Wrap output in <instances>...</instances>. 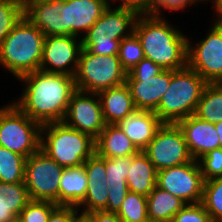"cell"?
I'll use <instances>...</instances> for the list:
<instances>
[{
    "mask_svg": "<svg viewBox=\"0 0 222 222\" xmlns=\"http://www.w3.org/2000/svg\"><path fill=\"white\" fill-rule=\"evenodd\" d=\"M21 96L13 103L41 125L62 122L72 94L77 90L73 76L41 70L23 75Z\"/></svg>",
    "mask_w": 222,
    "mask_h": 222,
    "instance_id": "obj_1",
    "label": "cell"
},
{
    "mask_svg": "<svg viewBox=\"0 0 222 222\" xmlns=\"http://www.w3.org/2000/svg\"><path fill=\"white\" fill-rule=\"evenodd\" d=\"M165 17L139 14L134 33L139 38L144 56L164 70L187 66L188 37Z\"/></svg>",
    "mask_w": 222,
    "mask_h": 222,
    "instance_id": "obj_2",
    "label": "cell"
},
{
    "mask_svg": "<svg viewBox=\"0 0 222 222\" xmlns=\"http://www.w3.org/2000/svg\"><path fill=\"white\" fill-rule=\"evenodd\" d=\"M45 34L25 15L0 45V66L19 79L40 69Z\"/></svg>",
    "mask_w": 222,
    "mask_h": 222,
    "instance_id": "obj_3",
    "label": "cell"
},
{
    "mask_svg": "<svg viewBox=\"0 0 222 222\" xmlns=\"http://www.w3.org/2000/svg\"><path fill=\"white\" fill-rule=\"evenodd\" d=\"M40 149L61 167H78L95 152V139L67 126L62 122H51L41 127Z\"/></svg>",
    "mask_w": 222,
    "mask_h": 222,
    "instance_id": "obj_4",
    "label": "cell"
},
{
    "mask_svg": "<svg viewBox=\"0 0 222 222\" xmlns=\"http://www.w3.org/2000/svg\"><path fill=\"white\" fill-rule=\"evenodd\" d=\"M208 83L188 65L171 70L168 90L154 113L163 123H177L194 115L202 92Z\"/></svg>",
    "mask_w": 222,
    "mask_h": 222,
    "instance_id": "obj_5",
    "label": "cell"
},
{
    "mask_svg": "<svg viewBox=\"0 0 222 222\" xmlns=\"http://www.w3.org/2000/svg\"><path fill=\"white\" fill-rule=\"evenodd\" d=\"M139 13L111 4L81 38L83 49L95 55H117L119 43L134 32Z\"/></svg>",
    "mask_w": 222,
    "mask_h": 222,
    "instance_id": "obj_6",
    "label": "cell"
},
{
    "mask_svg": "<svg viewBox=\"0 0 222 222\" xmlns=\"http://www.w3.org/2000/svg\"><path fill=\"white\" fill-rule=\"evenodd\" d=\"M126 77L118 55H95L82 48L74 75L77 90L98 93L126 83Z\"/></svg>",
    "mask_w": 222,
    "mask_h": 222,
    "instance_id": "obj_7",
    "label": "cell"
},
{
    "mask_svg": "<svg viewBox=\"0 0 222 222\" xmlns=\"http://www.w3.org/2000/svg\"><path fill=\"white\" fill-rule=\"evenodd\" d=\"M41 127L12 101L0 109V146L27 159L40 149Z\"/></svg>",
    "mask_w": 222,
    "mask_h": 222,
    "instance_id": "obj_8",
    "label": "cell"
},
{
    "mask_svg": "<svg viewBox=\"0 0 222 222\" xmlns=\"http://www.w3.org/2000/svg\"><path fill=\"white\" fill-rule=\"evenodd\" d=\"M63 169L41 149L29 156L25 163L24 184L30 199L49 201L59 206V185Z\"/></svg>",
    "mask_w": 222,
    "mask_h": 222,
    "instance_id": "obj_9",
    "label": "cell"
},
{
    "mask_svg": "<svg viewBox=\"0 0 222 222\" xmlns=\"http://www.w3.org/2000/svg\"><path fill=\"white\" fill-rule=\"evenodd\" d=\"M211 25L196 45L188 38L187 65L207 83H222V22Z\"/></svg>",
    "mask_w": 222,
    "mask_h": 222,
    "instance_id": "obj_10",
    "label": "cell"
},
{
    "mask_svg": "<svg viewBox=\"0 0 222 222\" xmlns=\"http://www.w3.org/2000/svg\"><path fill=\"white\" fill-rule=\"evenodd\" d=\"M143 152L157 171L181 166L193 160L177 123H163Z\"/></svg>",
    "mask_w": 222,
    "mask_h": 222,
    "instance_id": "obj_11",
    "label": "cell"
},
{
    "mask_svg": "<svg viewBox=\"0 0 222 222\" xmlns=\"http://www.w3.org/2000/svg\"><path fill=\"white\" fill-rule=\"evenodd\" d=\"M157 186L186 204H194L202 201L204 179L198 162L193 159L184 165L157 171Z\"/></svg>",
    "mask_w": 222,
    "mask_h": 222,
    "instance_id": "obj_12",
    "label": "cell"
},
{
    "mask_svg": "<svg viewBox=\"0 0 222 222\" xmlns=\"http://www.w3.org/2000/svg\"><path fill=\"white\" fill-rule=\"evenodd\" d=\"M78 38L70 35L45 36L39 70L74 77L83 48Z\"/></svg>",
    "mask_w": 222,
    "mask_h": 222,
    "instance_id": "obj_13",
    "label": "cell"
},
{
    "mask_svg": "<svg viewBox=\"0 0 222 222\" xmlns=\"http://www.w3.org/2000/svg\"><path fill=\"white\" fill-rule=\"evenodd\" d=\"M63 122L96 139L106 125L98 94L76 90L71 96Z\"/></svg>",
    "mask_w": 222,
    "mask_h": 222,
    "instance_id": "obj_14",
    "label": "cell"
},
{
    "mask_svg": "<svg viewBox=\"0 0 222 222\" xmlns=\"http://www.w3.org/2000/svg\"><path fill=\"white\" fill-rule=\"evenodd\" d=\"M88 179L84 201L77 207L82 216L88 212H107L108 181L106 180V158L96 152L83 164Z\"/></svg>",
    "mask_w": 222,
    "mask_h": 222,
    "instance_id": "obj_15",
    "label": "cell"
},
{
    "mask_svg": "<svg viewBox=\"0 0 222 222\" xmlns=\"http://www.w3.org/2000/svg\"><path fill=\"white\" fill-rule=\"evenodd\" d=\"M24 15L45 36L65 35V0H24Z\"/></svg>",
    "mask_w": 222,
    "mask_h": 222,
    "instance_id": "obj_16",
    "label": "cell"
},
{
    "mask_svg": "<svg viewBox=\"0 0 222 222\" xmlns=\"http://www.w3.org/2000/svg\"><path fill=\"white\" fill-rule=\"evenodd\" d=\"M111 1L65 0V35L82 38L102 16Z\"/></svg>",
    "mask_w": 222,
    "mask_h": 222,
    "instance_id": "obj_17",
    "label": "cell"
},
{
    "mask_svg": "<svg viewBox=\"0 0 222 222\" xmlns=\"http://www.w3.org/2000/svg\"><path fill=\"white\" fill-rule=\"evenodd\" d=\"M177 125L184 134L188 150L194 160L197 161L211 150L220 148L219 136L214 123L190 115L178 121Z\"/></svg>",
    "mask_w": 222,
    "mask_h": 222,
    "instance_id": "obj_18",
    "label": "cell"
},
{
    "mask_svg": "<svg viewBox=\"0 0 222 222\" xmlns=\"http://www.w3.org/2000/svg\"><path fill=\"white\" fill-rule=\"evenodd\" d=\"M170 80L171 70H164L152 78H126L136 109L155 111L169 88Z\"/></svg>",
    "mask_w": 222,
    "mask_h": 222,
    "instance_id": "obj_19",
    "label": "cell"
},
{
    "mask_svg": "<svg viewBox=\"0 0 222 222\" xmlns=\"http://www.w3.org/2000/svg\"><path fill=\"white\" fill-rule=\"evenodd\" d=\"M163 124L154 111L137 109L117 123L139 151H143Z\"/></svg>",
    "mask_w": 222,
    "mask_h": 222,
    "instance_id": "obj_20",
    "label": "cell"
},
{
    "mask_svg": "<svg viewBox=\"0 0 222 222\" xmlns=\"http://www.w3.org/2000/svg\"><path fill=\"white\" fill-rule=\"evenodd\" d=\"M97 94L101 101L103 119L106 124H117L137 110L126 83L102 90Z\"/></svg>",
    "mask_w": 222,
    "mask_h": 222,
    "instance_id": "obj_21",
    "label": "cell"
},
{
    "mask_svg": "<svg viewBox=\"0 0 222 222\" xmlns=\"http://www.w3.org/2000/svg\"><path fill=\"white\" fill-rule=\"evenodd\" d=\"M95 148L96 153L105 158L133 156L139 152L117 124L105 125L95 139Z\"/></svg>",
    "mask_w": 222,
    "mask_h": 222,
    "instance_id": "obj_22",
    "label": "cell"
},
{
    "mask_svg": "<svg viewBox=\"0 0 222 222\" xmlns=\"http://www.w3.org/2000/svg\"><path fill=\"white\" fill-rule=\"evenodd\" d=\"M126 181L129 191L146 197L157 185V170L143 151L132 156Z\"/></svg>",
    "mask_w": 222,
    "mask_h": 222,
    "instance_id": "obj_23",
    "label": "cell"
},
{
    "mask_svg": "<svg viewBox=\"0 0 222 222\" xmlns=\"http://www.w3.org/2000/svg\"><path fill=\"white\" fill-rule=\"evenodd\" d=\"M87 184L83 165L64 168L59 185V206L78 207L85 199Z\"/></svg>",
    "mask_w": 222,
    "mask_h": 222,
    "instance_id": "obj_24",
    "label": "cell"
},
{
    "mask_svg": "<svg viewBox=\"0 0 222 222\" xmlns=\"http://www.w3.org/2000/svg\"><path fill=\"white\" fill-rule=\"evenodd\" d=\"M31 201L24 182H0V222H18V217Z\"/></svg>",
    "mask_w": 222,
    "mask_h": 222,
    "instance_id": "obj_25",
    "label": "cell"
},
{
    "mask_svg": "<svg viewBox=\"0 0 222 222\" xmlns=\"http://www.w3.org/2000/svg\"><path fill=\"white\" fill-rule=\"evenodd\" d=\"M186 203L157 185L147 196L149 222H170Z\"/></svg>",
    "mask_w": 222,
    "mask_h": 222,
    "instance_id": "obj_26",
    "label": "cell"
},
{
    "mask_svg": "<svg viewBox=\"0 0 222 222\" xmlns=\"http://www.w3.org/2000/svg\"><path fill=\"white\" fill-rule=\"evenodd\" d=\"M194 115L214 124L222 121V83L205 86Z\"/></svg>",
    "mask_w": 222,
    "mask_h": 222,
    "instance_id": "obj_27",
    "label": "cell"
},
{
    "mask_svg": "<svg viewBox=\"0 0 222 222\" xmlns=\"http://www.w3.org/2000/svg\"><path fill=\"white\" fill-rule=\"evenodd\" d=\"M26 158L0 146V182H24Z\"/></svg>",
    "mask_w": 222,
    "mask_h": 222,
    "instance_id": "obj_28",
    "label": "cell"
},
{
    "mask_svg": "<svg viewBox=\"0 0 222 222\" xmlns=\"http://www.w3.org/2000/svg\"><path fill=\"white\" fill-rule=\"evenodd\" d=\"M116 214L122 222H149L147 197L129 191Z\"/></svg>",
    "mask_w": 222,
    "mask_h": 222,
    "instance_id": "obj_29",
    "label": "cell"
},
{
    "mask_svg": "<svg viewBox=\"0 0 222 222\" xmlns=\"http://www.w3.org/2000/svg\"><path fill=\"white\" fill-rule=\"evenodd\" d=\"M201 203L212 222H222V177L204 181Z\"/></svg>",
    "mask_w": 222,
    "mask_h": 222,
    "instance_id": "obj_30",
    "label": "cell"
},
{
    "mask_svg": "<svg viewBox=\"0 0 222 222\" xmlns=\"http://www.w3.org/2000/svg\"><path fill=\"white\" fill-rule=\"evenodd\" d=\"M24 16V0H0V45Z\"/></svg>",
    "mask_w": 222,
    "mask_h": 222,
    "instance_id": "obj_31",
    "label": "cell"
},
{
    "mask_svg": "<svg viewBox=\"0 0 222 222\" xmlns=\"http://www.w3.org/2000/svg\"><path fill=\"white\" fill-rule=\"evenodd\" d=\"M117 55L127 73L145 57L141 42L134 32L120 41Z\"/></svg>",
    "mask_w": 222,
    "mask_h": 222,
    "instance_id": "obj_32",
    "label": "cell"
},
{
    "mask_svg": "<svg viewBox=\"0 0 222 222\" xmlns=\"http://www.w3.org/2000/svg\"><path fill=\"white\" fill-rule=\"evenodd\" d=\"M132 163V156L106 158L107 186L112 188H128L127 174Z\"/></svg>",
    "mask_w": 222,
    "mask_h": 222,
    "instance_id": "obj_33",
    "label": "cell"
},
{
    "mask_svg": "<svg viewBox=\"0 0 222 222\" xmlns=\"http://www.w3.org/2000/svg\"><path fill=\"white\" fill-rule=\"evenodd\" d=\"M57 207L53 202L31 200L21 211L18 222H47Z\"/></svg>",
    "mask_w": 222,
    "mask_h": 222,
    "instance_id": "obj_34",
    "label": "cell"
},
{
    "mask_svg": "<svg viewBox=\"0 0 222 222\" xmlns=\"http://www.w3.org/2000/svg\"><path fill=\"white\" fill-rule=\"evenodd\" d=\"M197 162L204 181L222 177V148L211 150Z\"/></svg>",
    "mask_w": 222,
    "mask_h": 222,
    "instance_id": "obj_35",
    "label": "cell"
},
{
    "mask_svg": "<svg viewBox=\"0 0 222 222\" xmlns=\"http://www.w3.org/2000/svg\"><path fill=\"white\" fill-rule=\"evenodd\" d=\"M170 222H212V220L210 214L200 202L186 204L173 216Z\"/></svg>",
    "mask_w": 222,
    "mask_h": 222,
    "instance_id": "obj_36",
    "label": "cell"
},
{
    "mask_svg": "<svg viewBox=\"0 0 222 222\" xmlns=\"http://www.w3.org/2000/svg\"><path fill=\"white\" fill-rule=\"evenodd\" d=\"M192 0H149L146 9L141 14H152L157 16H163L162 10L166 11H185L188 5L192 6Z\"/></svg>",
    "mask_w": 222,
    "mask_h": 222,
    "instance_id": "obj_37",
    "label": "cell"
},
{
    "mask_svg": "<svg viewBox=\"0 0 222 222\" xmlns=\"http://www.w3.org/2000/svg\"><path fill=\"white\" fill-rule=\"evenodd\" d=\"M164 69L155 64L148 58H143L134 68L128 73L126 78H142V77H154L162 73Z\"/></svg>",
    "mask_w": 222,
    "mask_h": 222,
    "instance_id": "obj_38",
    "label": "cell"
},
{
    "mask_svg": "<svg viewBox=\"0 0 222 222\" xmlns=\"http://www.w3.org/2000/svg\"><path fill=\"white\" fill-rule=\"evenodd\" d=\"M82 213L74 206H58L51 214L47 222H79Z\"/></svg>",
    "mask_w": 222,
    "mask_h": 222,
    "instance_id": "obj_39",
    "label": "cell"
},
{
    "mask_svg": "<svg viewBox=\"0 0 222 222\" xmlns=\"http://www.w3.org/2000/svg\"><path fill=\"white\" fill-rule=\"evenodd\" d=\"M128 192V188L108 187L107 212L116 213L121 207Z\"/></svg>",
    "mask_w": 222,
    "mask_h": 222,
    "instance_id": "obj_40",
    "label": "cell"
},
{
    "mask_svg": "<svg viewBox=\"0 0 222 222\" xmlns=\"http://www.w3.org/2000/svg\"><path fill=\"white\" fill-rule=\"evenodd\" d=\"M87 222H122L116 213L105 211H94L82 216Z\"/></svg>",
    "mask_w": 222,
    "mask_h": 222,
    "instance_id": "obj_41",
    "label": "cell"
},
{
    "mask_svg": "<svg viewBox=\"0 0 222 222\" xmlns=\"http://www.w3.org/2000/svg\"><path fill=\"white\" fill-rule=\"evenodd\" d=\"M149 0H121L116 7L131 8L141 14L145 9Z\"/></svg>",
    "mask_w": 222,
    "mask_h": 222,
    "instance_id": "obj_42",
    "label": "cell"
},
{
    "mask_svg": "<svg viewBox=\"0 0 222 222\" xmlns=\"http://www.w3.org/2000/svg\"><path fill=\"white\" fill-rule=\"evenodd\" d=\"M213 4V9H215V14L217 17H213L215 20L214 22H222V0H212Z\"/></svg>",
    "mask_w": 222,
    "mask_h": 222,
    "instance_id": "obj_43",
    "label": "cell"
},
{
    "mask_svg": "<svg viewBox=\"0 0 222 222\" xmlns=\"http://www.w3.org/2000/svg\"><path fill=\"white\" fill-rule=\"evenodd\" d=\"M214 126L219 136L220 148H222V121L215 123Z\"/></svg>",
    "mask_w": 222,
    "mask_h": 222,
    "instance_id": "obj_44",
    "label": "cell"
},
{
    "mask_svg": "<svg viewBox=\"0 0 222 222\" xmlns=\"http://www.w3.org/2000/svg\"><path fill=\"white\" fill-rule=\"evenodd\" d=\"M206 2L207 1V3H208V0H192V2H193V5L196 3V4H199L200 2ZM209 1H212V0H209Z\"/></svg>",
    "mask_w": 222,
    "mask_h": 222,
    "instance_id": "obj_45",
    "label": "cell"
},
{
    "mask_svg": "<svg viewBox=\"0 0 222 222\" xmlns=\"http://www.w3.org/2000/svg\"><path fill=\"white\" fill-rule=\"evenodd\" d=\"M79 222H87V221L82 217Z\"/></svg>",
    "mask_w": 222,
    "mask_h": 222,
    "instance_id": "obj_46",
    "label": "cell"
}]
</instances>
